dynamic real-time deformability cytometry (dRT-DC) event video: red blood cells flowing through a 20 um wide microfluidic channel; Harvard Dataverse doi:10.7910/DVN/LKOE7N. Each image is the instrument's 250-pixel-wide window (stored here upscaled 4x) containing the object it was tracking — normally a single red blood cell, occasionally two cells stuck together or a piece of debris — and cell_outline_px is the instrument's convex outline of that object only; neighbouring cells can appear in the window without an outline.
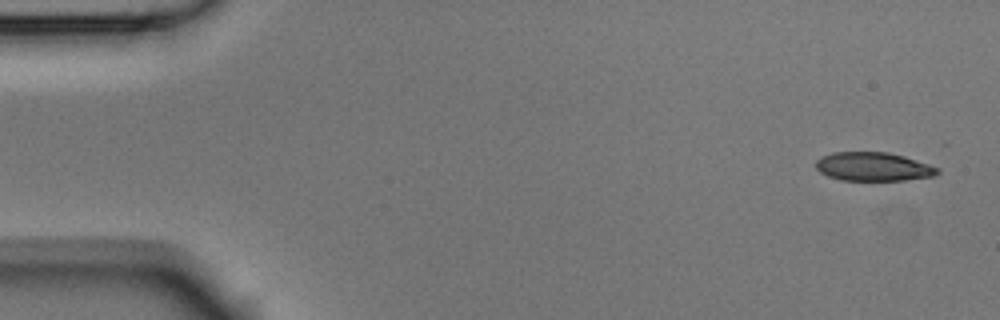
{"species": "Egyptian fruit bat (a non-hibernating species)", "species_latin": "Rousettus aegyptiacus", "temperature_condition": "room temperature", "stored_images_in_passage": 5, "camera_frame_rate_fps": 3000, "um_per_image_px": 0.085, "animal": {"sex": "male"}, "frame": {"image": 1, "passage_image": 1, "time_ms": 0.0, "image_size_px": [1000, 320], "cell_outline_px": [[940, 172], [936, 176], [904, 180], [840, 180], [828, 176], [820, 172], [816, 168], [816, 160], [820, 156], [832, 152], [888, 152], [904, 156], [940, 168]], "centroid_in_image_um": [74.23, 14.16], "position_along_channel_um": 10.8, "area_um2": 20.46}}
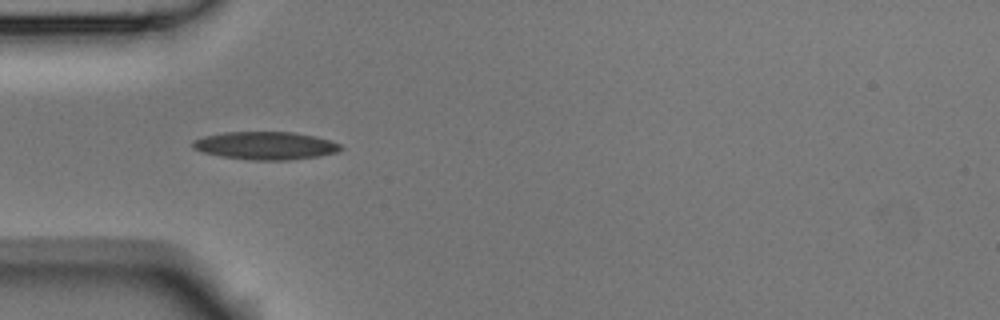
{"frame": {"image": 2, "passage_image": 5, "time_ms": 1.333, "image_size_px": [1000, 320], "cell_outline_px": [[344, 148], [336, 152], [320, 156], [288, 160], [252, 160], [220, 156], [200, 152], [192, 148], [192, 140], [204, 136], [224, 132], [292, 132], [316, 136], [340, 144]], "centroid_in_image_um": [22.54, 12.38], "position_along_channel_um": 62.5, "area_um2": 24.16}}